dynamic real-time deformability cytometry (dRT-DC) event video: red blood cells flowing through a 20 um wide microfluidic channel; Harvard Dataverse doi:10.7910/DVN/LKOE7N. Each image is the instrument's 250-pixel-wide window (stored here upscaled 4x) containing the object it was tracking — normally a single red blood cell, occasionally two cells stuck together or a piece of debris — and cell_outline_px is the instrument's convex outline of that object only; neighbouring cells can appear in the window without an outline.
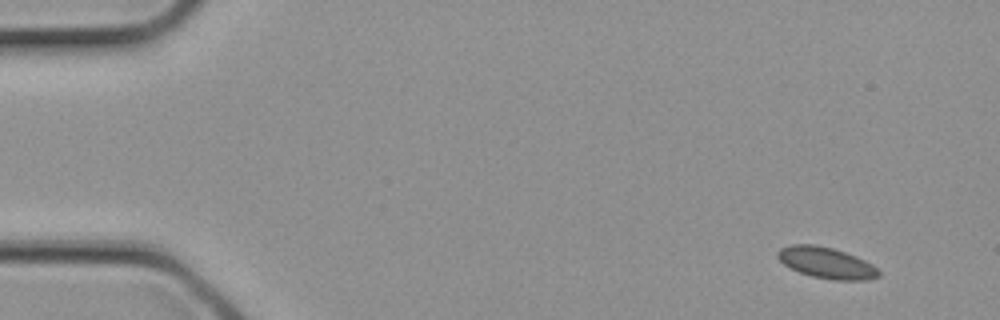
{"species": "common noctule bat (a hibernating species)", "species_latin": "Nyctalus noctula", "temperature_condition": "cold", "stored_images_in_passage": 2, "camera_frame_rate_fps": 3000, "um_per_image_px": 0.085, "animal": {"sex": "female", "body_mass_g": 21.9}, "frame": {"image": 1, "passage_image": 2, "time_ms": 0.333, "image_size_px": [1000, 320], "cell_outline_px": [[880, 276], [868, 280], [832, 280], [812, 276], [800, 272], [784, 264], [776, 256], [776, 252], [780, 248], [792, 244], [816, 244], [832, 248], [856, 256], [872, 264], [880, 272]], "centroid_in_image_um": [70.24, 22.33], "position_along_channel_um": 14.8, "area_um2": 18.32}}